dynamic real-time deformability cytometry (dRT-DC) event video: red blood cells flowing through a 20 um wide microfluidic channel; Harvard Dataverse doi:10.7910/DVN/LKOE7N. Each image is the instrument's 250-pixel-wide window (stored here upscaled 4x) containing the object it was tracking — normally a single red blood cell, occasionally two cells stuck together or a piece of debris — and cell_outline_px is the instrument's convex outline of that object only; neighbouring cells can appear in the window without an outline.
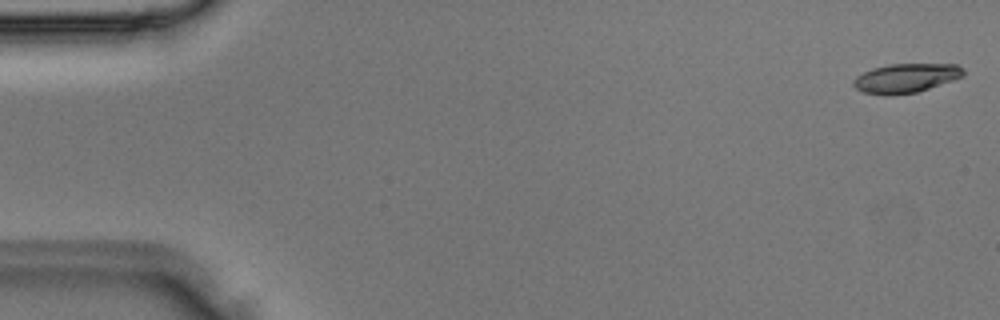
{"species": "Egyptian fruit bat (a non-hibernating species)", "species_latin": "Rousettus aegyptiacus", "temperature_condition": "room temperature", "stored_images_in_passage": 4, "camera_frame_rate_fps": 3000, "um_per_image_px": 0.085, "animal": {"sex": "male"}, "frame": {"image": 1, "passage_image": 1, "time_ms": 0.0, "image_size_px": [1000, 320], "cell_outline_px": [[964, 76], [916, 92], [892, 96], [864, 92], [856, 88], [852, 84], [852, 80], [856, 76], [872, 68], [888, 64], [956, 64], [964, 68]], "centroid_in_image_um": [76.98, 6.63], "position_along_channel_um": 8.0, "area_um2": 18.67}}
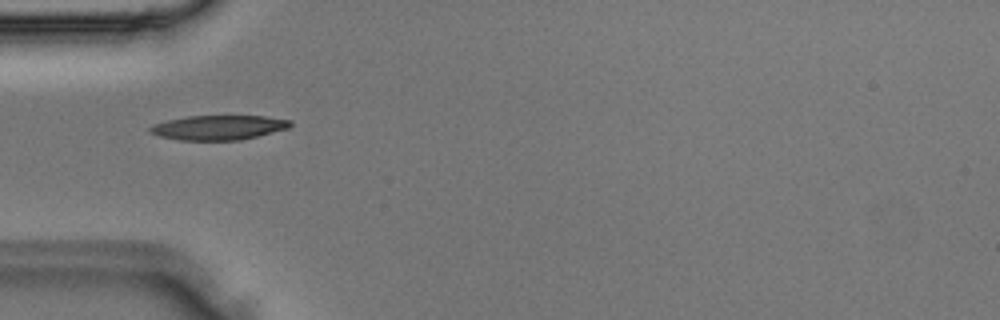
{"frame": {"image": 2, "passage_image": 4, "time_ms": 1.0, "image_size_px": [1000, 320], "cell_outline_px": [[292, 124], [288, 128], [240, 140], [180, 140], [160, 136], [148, 132], [148, 128], [152, 124], [168, 120], [188, 116], [264, 116], [292, 120]], "centroid_in_image_um": [18.55, 10.83], "position_along_channel_um": 66.5, "area_um2": 20.0}}